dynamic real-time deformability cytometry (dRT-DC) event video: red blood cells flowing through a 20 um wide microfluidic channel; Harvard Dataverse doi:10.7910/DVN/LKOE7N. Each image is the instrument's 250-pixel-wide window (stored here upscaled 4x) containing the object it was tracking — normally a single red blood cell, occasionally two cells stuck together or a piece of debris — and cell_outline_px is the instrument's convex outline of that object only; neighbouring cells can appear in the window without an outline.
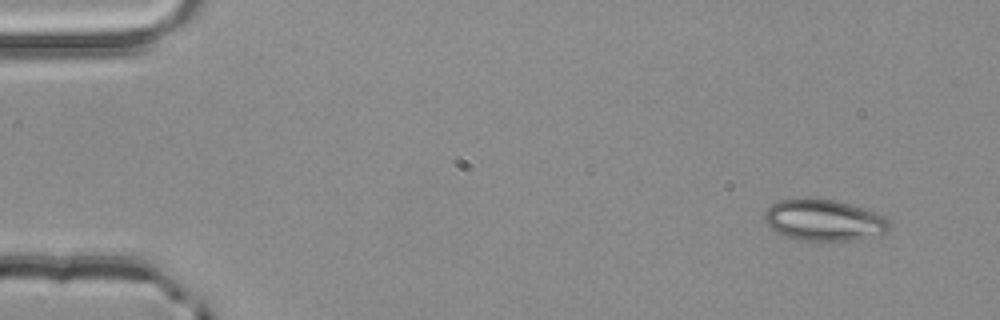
{"species": "common noctule bat (a hibernating species)", "species_latin": "Nyctalus noctula", "temperature_condition": "room temperature", "stored_images_in_passage": 3, "camera_frame_rate_fps": 3000, "um_per_image_px": 0.085, "animal": {"sex": "male", "body_mass_g": 20.4}, "frame": {"image": 1, "passage_image": 1, "time_ms": 0.0, "image_size_px": [1000, 320], "cell_outline_px": [[892, 228], [888, 232], [856, 240], [796, 240], [784, 236], [776, 232], [764, 220], [764, 212], [772, 204], [780, 200], [832, 200], [848, 204], [876, 212], [892, 220]], "centroid_in_image_um": [70.09, 18.75], "position_along_channel_um": 14.9, "area_um2": 29.77}}